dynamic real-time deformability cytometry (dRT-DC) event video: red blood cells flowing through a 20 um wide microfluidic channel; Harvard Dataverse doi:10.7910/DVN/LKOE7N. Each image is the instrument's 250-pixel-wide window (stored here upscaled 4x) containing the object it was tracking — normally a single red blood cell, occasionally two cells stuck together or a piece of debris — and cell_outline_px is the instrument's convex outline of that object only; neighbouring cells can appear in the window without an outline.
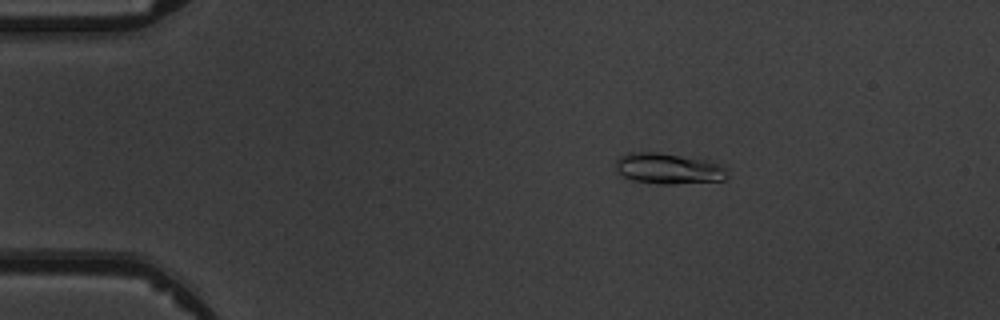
{"species": "common noctule bat (a hibernating species)", "species_latin": "Nyctalus noctula", "temperature_condition": "warm", "stored_images_in_passage": 3, "camera_frame_rate_fps": 3000, "um_per_image_px": 0.085, "animal": {"sex": "male", "body_mass_g": 19.5, "forearm_length_mm": 54.6}, "frame": {"image": 1, "passage_image": 2, "time_ms": 1.333, "image_size_px": [1000, 320], "cell_outline_px": [[728, 180], [672, 184], [660, 184], [632, 180], [616, 172], [616, 160], [620, 156], [628, 152], [660, 152], [708, 160], [720, 164], [724, 168], [728, 176]], "centroid_in_image_um": [56.81, 14.32], "position_along_channel_um": 28.2, "area_um2": 20.23}}